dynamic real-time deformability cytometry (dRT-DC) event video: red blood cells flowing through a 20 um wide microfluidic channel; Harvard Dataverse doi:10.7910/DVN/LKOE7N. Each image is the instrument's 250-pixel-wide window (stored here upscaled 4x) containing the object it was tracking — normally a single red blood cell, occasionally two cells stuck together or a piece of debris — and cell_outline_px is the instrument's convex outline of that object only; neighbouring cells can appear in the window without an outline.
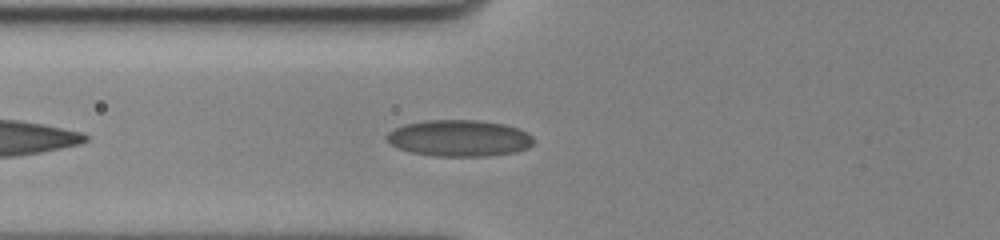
{"species": "human", "species_latin": "Homo sapiens", "temperature_condition": "cold", "stored_images_in_passage": 40, "camera_frame_rate_fps": 3000, "um_per_image_px": 0.085, "donor": {"sex": "female"}, "frame": {"image": 1, "passage_image": 5, "time_ms": 1.333, "image_size_px": [1000, 240], "cell_outline_px": [[532, 144], [528, 148], [516, 152], [488, 156], [436, 156], [412, 152], [400, 148], [392, 144], [388, 140], [388, 132], [404, 124], [424, 120], [480, 120], [504, 124], [520, 128], [528, 132], [532, 136]], "centroid_in_image_um": [39.09, 11.73], "position_along_channel_um": 86.7, "area_um2": 31.15}}
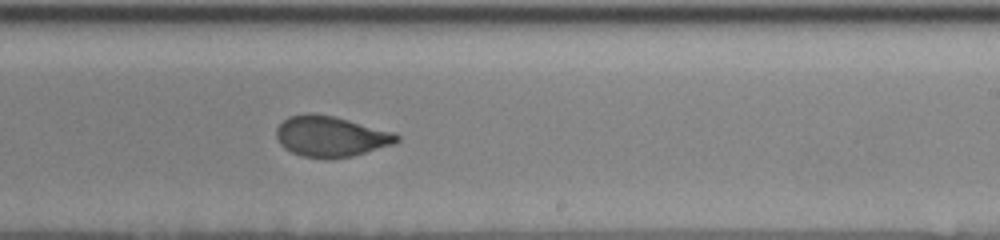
{"frame": {"image": 2, "passage_image": 20, "time_ms": 6.333, "image_size_px": [1000, 240], "cell_outline_px": [[400, 140], [396, 144], [352, 156], [304, 156], [292, 152], [284, 148], [280, 144], [276, 136], [276, 128], [288, 116], [308, 112], [312, 112], [332, 116], [396, 132], [400, 136]], "centroid_in_image_um": [28.14, 11.56], "position_along_channel_um": 260.9, "area_um2": 28.21}}
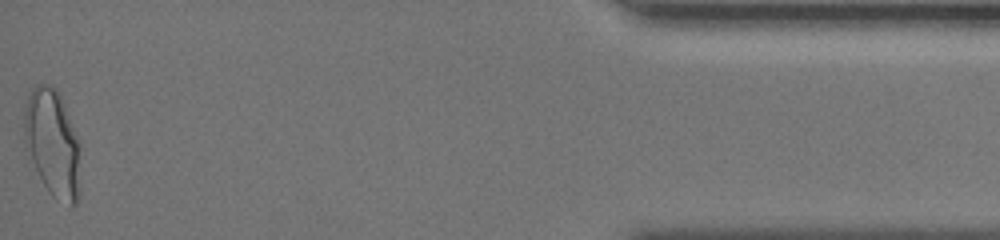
{"frame": {"image": 3, "passage_image": 40, "time_ms": 13.0, "image_size_px": [1000, 240], "cell_outline_px": [[80, 192], [76, 204], [72, 204], [52, 196], [48, 192], [24, 144], [24, 108], [28, 96], [32, 88], [36, 84], [52, 84], [56, 88], [64, 104], [80, 144]], "centroid_in_image_um": [4.48, 12.13], "position_along_channel_um": 430.7, "area_um2": 35.08}, "authors_computed_cell_mechanics": {"area_um2": 29.2757, "velocity_mm_per_s": 3.4719, "shape_relaxation_time_tau1_ms": 6.3235, "shape_relaxation_time_tau2_ms": 0.8338, "deformation_change_tau1": 0.1603, "deformation_change_tau2": 0.0455}}